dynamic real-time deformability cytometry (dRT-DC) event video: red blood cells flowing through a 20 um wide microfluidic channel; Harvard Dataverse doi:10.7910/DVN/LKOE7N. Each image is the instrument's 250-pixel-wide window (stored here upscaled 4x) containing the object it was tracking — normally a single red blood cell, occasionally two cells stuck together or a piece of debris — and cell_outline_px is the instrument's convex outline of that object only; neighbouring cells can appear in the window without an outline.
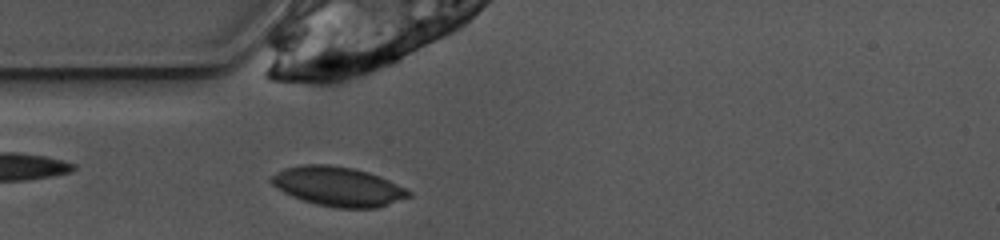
{"species": "common noctule bat (a hibernating species)", "species_latin": "Nyctalus noctula", "temperature_condition": "warm", "stored_images_in_passage": 17, "camera_frame_rate_fps": 3000, "um_per_image_px": 0.085, "animal": {"sex": "female", "body_mass_g": 10.0, "forearm_length_mm": 53.1}, "frame": {"image": 1, "passage_image": 3, "time_ms": 0.667, "image_size_px": [1000, 240], "cell_outline_px": [[412, 196], [376, 208], [336, 208], [316, 204], [292, 196], [284, 192], [272, 184], [268, 180], [272, 176], [284, 168], [300, 164], [328, 164], [352, 168], [368, 172], [380, 176], [412, 192]], "centroid_in_image_um": [28.73, 15.85], "position_along_channel_um": 56.3, "area_um2": 31.39}}